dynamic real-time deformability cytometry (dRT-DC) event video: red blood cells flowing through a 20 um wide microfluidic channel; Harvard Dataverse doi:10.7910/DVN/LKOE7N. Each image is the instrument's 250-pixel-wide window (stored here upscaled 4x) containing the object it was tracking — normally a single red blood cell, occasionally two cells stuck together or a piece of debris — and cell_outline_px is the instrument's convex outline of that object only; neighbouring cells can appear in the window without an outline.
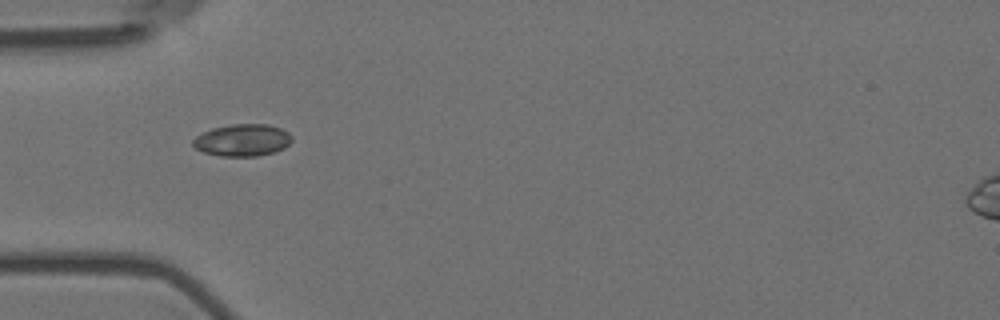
{"species": "Egyptian fruit bat (a non-hibernating species)", "species_latin": "Rousettus aegyptiacus", "temperature_condition": "room temperature", "stored_images_in_passage": 12, "camera_frame_rate_fps": 3000, "um_per_image_px": 0.085, "animal": {"sex": "female"}, "frame": {"image": 1, "passage_image": 2, "time_ms": 0.333, "image_size_px": [1000, 320], "cell_outline_px": [[292, 140], [284, 148], [272, 152], [256, 156], [220, 156], [204, 152], [196, 148], [192, 144], [192, 140], [200, 132], [212, 128], [232, 124], [268, 124], [280, 128], [288, 132], [292, 136]], "centroid_in_image_um": [20.58, 11.9], "position_along_channel_um": 64.4, "area_um2": 18.5}}
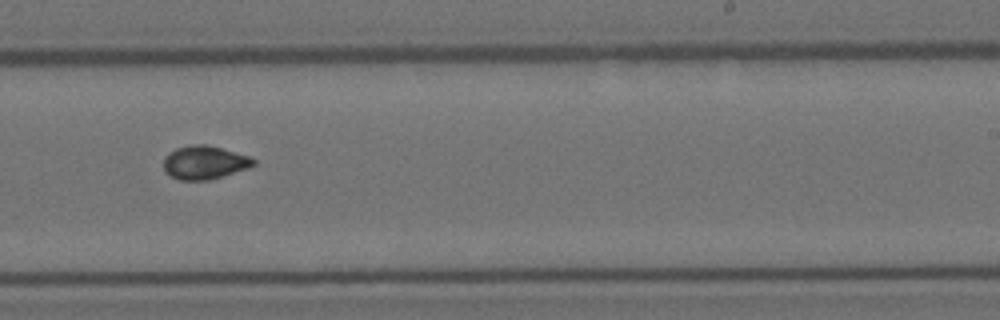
{"frame": {"image": 2, "passage_image": 7, "time_ms": 2.0, "image_size_px": [1000, 320], "cell_outline_px": [[256, 164], [248, 168], [208, 180], [180, 180], [168, 176], [164, 168], [164, 156], [168, 152], [176, 148], [192, 144], [204, 144], [252, 156], [256, 160]], "centroid_in_image_um": [17.37, 13.8], "position_along_channel_um": 271.6, "area_um2": 17.63}}
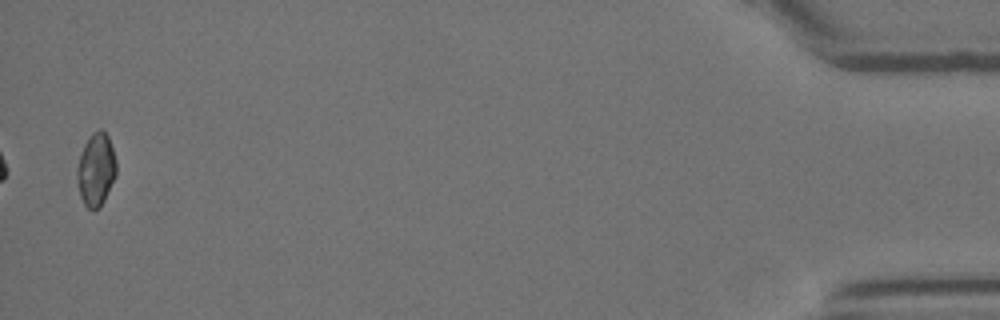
{"frame": {"image": 3, "passage_image": 12, "time_ms": 3.667, "image_size_px": [1000, 320], "cell_outline_px": [[116, 176], [104, 200], [92, 212], [84, 204], [80, 196], [76, 176], [76, 168], [84, 144], [92, 132], [100, 128], [108, 136], [116, 160]], "centroid_in_image_um": [8.15, 14.41], "position_along_channel_um": 427.1, "area_um2": 16.65}}